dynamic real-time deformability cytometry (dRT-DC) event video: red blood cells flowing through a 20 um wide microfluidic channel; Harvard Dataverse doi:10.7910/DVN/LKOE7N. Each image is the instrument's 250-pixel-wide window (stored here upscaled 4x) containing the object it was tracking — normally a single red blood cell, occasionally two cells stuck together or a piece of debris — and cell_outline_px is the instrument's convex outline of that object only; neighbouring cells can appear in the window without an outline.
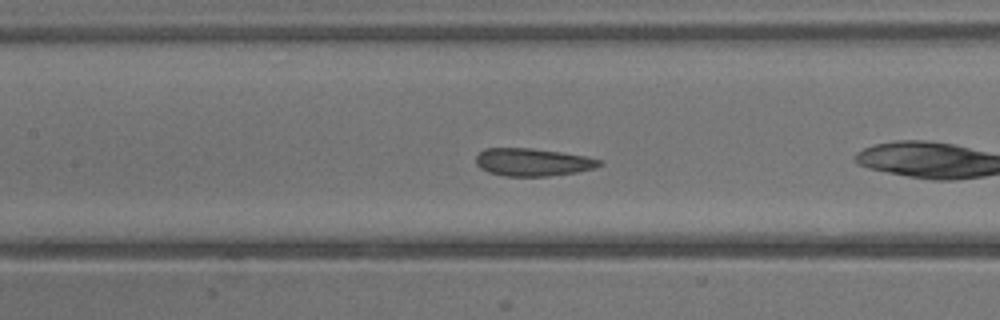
{"species": "common noctule bat (a hibernating species)", "species_latin": "Nyctalus noctula", "temperature_condition": "warm", "stored_images_in_passage": 39, "camera_frame_rate_fps": 3000, "um_per_image_px": 0.085, "animal": {"sex": "male", "body_mass_g": 13.3}, "frame": {"image": 1, "passage_image": 17, "time_ms": 5.333, "image_size_px": [1000, 320], "cell_outline_px": [[604, 164], [596, 168], [576, 172], [548, 176], [504, 176], [488, 172], [480, 168], [476, 164], [476, 156], [484, 148], [528, 148], [560, 152], [584, 156], [604, 160]], "centroid_in_image_um": [45.3, 13.79], "position_along_channel_um": 162.1, "area_um2": 20.0}}